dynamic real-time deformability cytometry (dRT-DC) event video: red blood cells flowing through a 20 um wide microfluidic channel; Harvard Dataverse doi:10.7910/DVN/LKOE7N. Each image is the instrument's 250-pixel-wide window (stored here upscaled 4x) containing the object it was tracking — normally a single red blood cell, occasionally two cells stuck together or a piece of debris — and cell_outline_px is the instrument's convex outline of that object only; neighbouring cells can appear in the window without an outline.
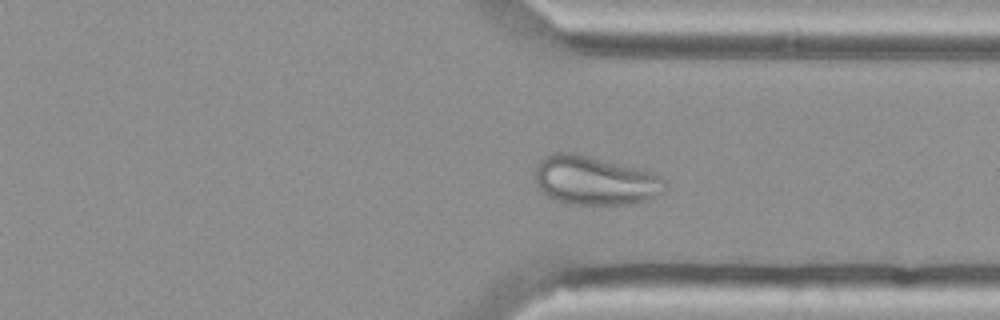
{"species": "Egyptian fruit bat (a non-hibernating species)", "species_latin": "Rousettus aegyptiacus", "temperature_condition": "cold", "stored_images_in_passage": 45, "camera_frame_rate_fps": 3000, "um_per_image_px": 0.085, "animal": {"sex": "female"}, "frame": {"image": 1, "passage_image": 32, "time_ms": 10.333, "image_size_px": [1000, 320], "cell_outline_px": [[668, 188], [664, 192], [648, 200], [624, 204], [568, 204], [544, 196], [536, 188], [532, 180], [536, 164], [544, 156], [552, 152], [576, 152], [640, 168], [664, 176]], "centroid_in_image_um": [50.52, 15.32], "position_along_channel_um": 360.9, "area_um2": 38.26}}